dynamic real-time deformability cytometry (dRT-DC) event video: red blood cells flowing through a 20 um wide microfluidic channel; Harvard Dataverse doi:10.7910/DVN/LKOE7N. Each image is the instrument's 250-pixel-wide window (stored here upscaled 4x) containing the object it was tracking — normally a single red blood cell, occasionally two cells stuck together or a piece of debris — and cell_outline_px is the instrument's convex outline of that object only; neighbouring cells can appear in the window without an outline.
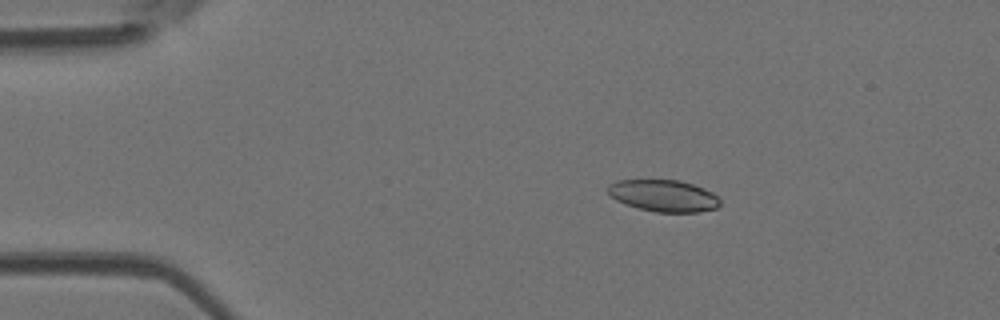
{"species": "Egyptian fruit bat (a non-hibernating species)", "species_latin": "Rousettus aegyptiacus", "temperature_condition": "room temperature", "stored_images_in_passage": 48, "camera_frame_rate_fps": 3000, "um_per_image_px": 0.085, "animal": {"sex": "female"}, "frame": {"image": 1, "passage_image": 8, "time_ms": 2.333, "image_size_px": [1000, 320], "cell_outline_px": [[720, 204], [716, 208], [696, 212], [656, 212], [624, 204], [616, 200], [608, 192], [608, 184], [616, 180], [680, 180], [704, 188], [712, 192], [720, 200]], "centroid_in_image_um": [56.39, 16.63], "position_along_channel_um": 28.6, "area_um2": 20.69}}
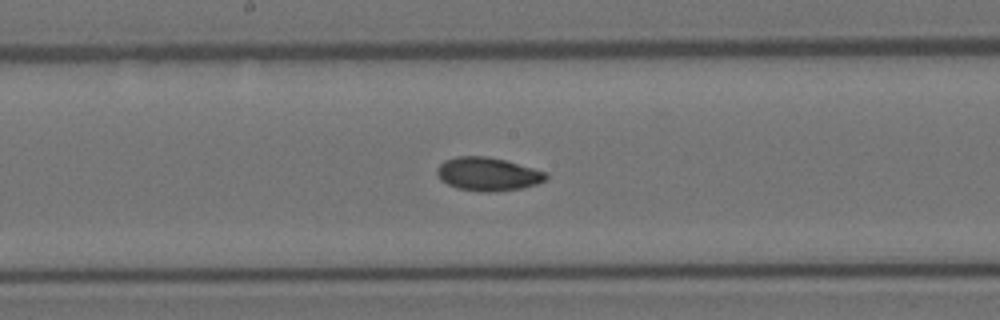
{"frame": {"image": 2, "passage_image": 25, "time_ms": 8.0, "image_size_px": [1000, 320], "cell_outline_px": [[548, 176], [544, 180], [536, 184], [524, 188], [496, 192], [484, 192], [456, 188], [440, 180], [436, 172], [436, 168], [444, 160], [456, 156], [488, 156], [504, 160], [548, 172]], "centroid_in_image_um": [41.45, 14.8], "position_along_channel_um": 206.7, "area_um2": 21.39}}
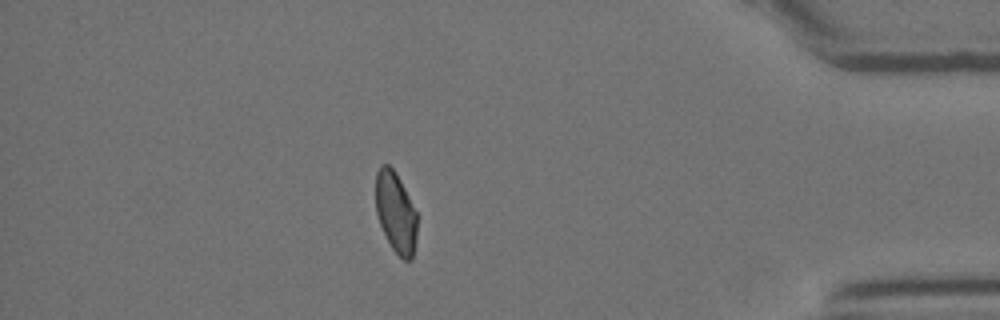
{"frame": {"image": 3, "passage_image": 42, "time_ms": 13.667, "image_size_px": [1000, 320], "cell_outline_px": [[416, 240], [412, 260], [404, 260], [392, 248], [380, 224], [376, 212], [376, 172], [380, 164], [388, 164], [396, 172], [416, 212]], "centroid_in_image_um": [33.63, 18.03], "position_along_channel_um": 401.6, "area_um2": 19.25}, "authors_computed_cell_mechanics": {"area_um2": 21.0681, "velocity_mm_per_s": 4.1623, "shape_relaxation_time_tau1_ms": 8.7296, "shape_relaxation_time_tau2_ms": 3.5095, "deformation_change_tau1": 0.1811, "deformation_change_tau2": 0.0798}}